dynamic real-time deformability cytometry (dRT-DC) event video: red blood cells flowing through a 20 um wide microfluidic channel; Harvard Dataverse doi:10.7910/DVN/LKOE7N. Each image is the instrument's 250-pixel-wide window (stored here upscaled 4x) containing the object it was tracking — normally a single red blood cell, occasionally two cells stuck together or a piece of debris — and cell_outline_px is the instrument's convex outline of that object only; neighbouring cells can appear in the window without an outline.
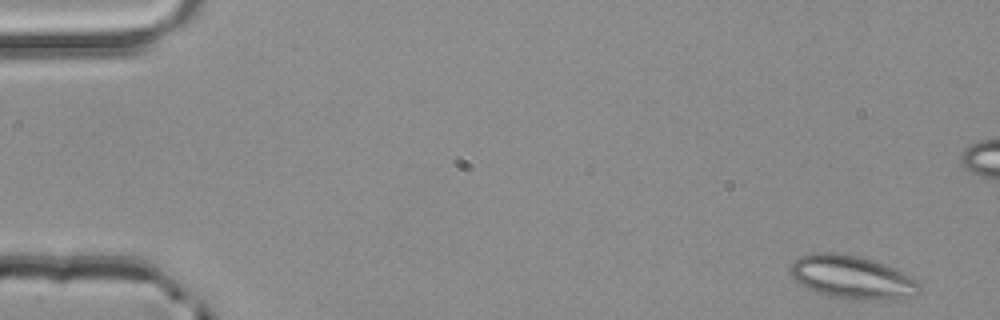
{"species": "common noctule bat (a hibernating species)", "species_latin": "Nyctalus noctula", "temperature_condition": "room temperature", "stored_images_in_passage": 5, "segment_of_instrument_passage": [2, 2], "camera_frame_rate_fps": 3000, "um_per_image_px": 0.085, "animal": {"sex": "male", "body_mass_g": 20.4}, "frame": {"image": 1, "passage_image": 5, "time_ms": 1.333, "image_size_px": [1000, 320], "cell_outline_px": [[920, 292], [916, 296], [868, 300], [864, 300], [828, 296], [816, 292], [800, 284], [788, 272], [792, 264], [800, 256], [816, 252], [836, 252], [860, 256], [896, 268], [916, 280], [920, 284]], "centroid_in_image_um": [72.42, 23.55], "position_along_channel_um": 12.6, "area_um2": 32.43}}